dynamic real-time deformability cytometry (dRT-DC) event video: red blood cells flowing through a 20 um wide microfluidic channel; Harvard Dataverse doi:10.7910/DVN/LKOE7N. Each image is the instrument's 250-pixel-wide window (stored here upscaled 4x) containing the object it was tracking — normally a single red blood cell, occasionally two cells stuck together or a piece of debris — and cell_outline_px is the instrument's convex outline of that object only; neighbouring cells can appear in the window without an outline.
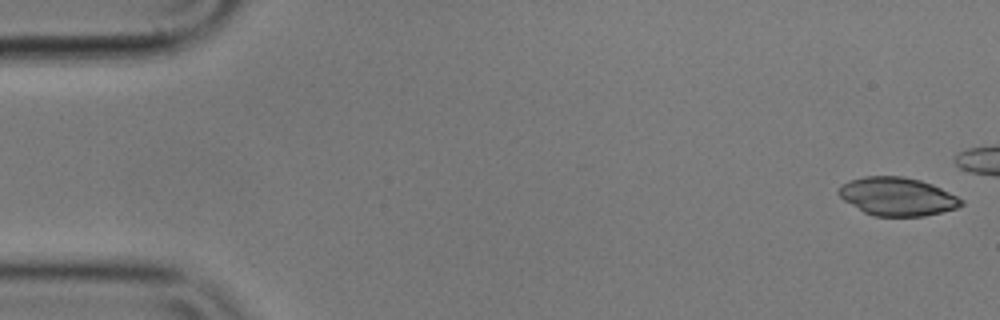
{"species": "common noctule bat (a hibernating species)", "species_latin": "Nyctalus noctula", "temperature_condition": "cold", "stored_images_in_passage": 44, "camera_frame_rate_fps": 3000, "um_per_image_px": 0.085, "animal": {"sex": "male", "body_mass_g": 17.9}, "frame": {"image": 1, "passage_image": 1, "time_ms": 0.0, "image_size_px": [1000, 320], "cell_outline_px": [[964, 204], [956, 208], [924, 216], [872, 216], [864, 212], [844, 200], [836, 192], [848, 180], [864, 176], [904, 176], [920, 180], [932, 184], [964, 200]], "centroid_in_image_um": [76.26, 16.7], "position_along_channel_um": 8.7, "area_um2": 27.22}}
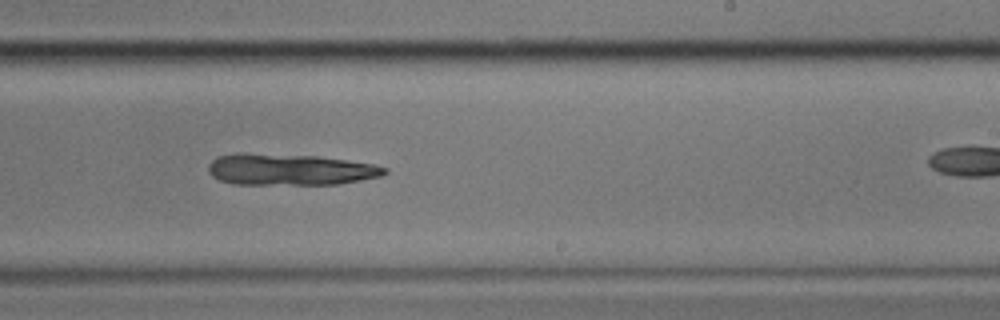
{"frame": {"image": 2, "passage_image": 33, "time_ms": 10.667, "image_size_px": [1000, 320], "cell_outline_px": [[388, 172], [380, 176], [340, 184], [232, 184], [220, 180], [212, 176], [208, 172], [208, 164], [216, 156], [236, 152], [316, 156], [372, 164], [388, 168]], "centroid_in_image_um": [24.57, 14.4], "position_along_channel_um": 264.4, "area_um2": 32.31}}
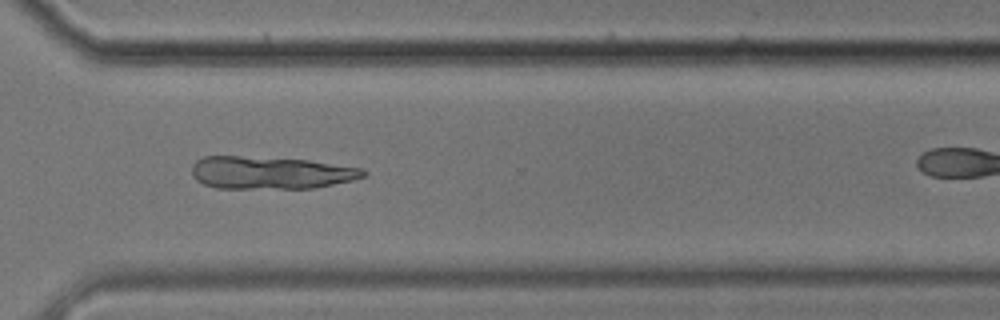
{"frame": {"image": 3, "passage_image": 40, "time_ms": 13.0, "image_size_px": [1000, 320], "cell_outline_px": [[368, 172], [364, 176], [352, 180], [312, 188], [216, 188], [204, 184], [196, 180], [192, 176], [192, 164], [196, 160], [204, 156], [240, 156], [308, 160], [360, 168]], "centroid_in_image_um": [22.93, 14.68], "position_along_channel_um": 347.7, "area_um2": 32.37}}